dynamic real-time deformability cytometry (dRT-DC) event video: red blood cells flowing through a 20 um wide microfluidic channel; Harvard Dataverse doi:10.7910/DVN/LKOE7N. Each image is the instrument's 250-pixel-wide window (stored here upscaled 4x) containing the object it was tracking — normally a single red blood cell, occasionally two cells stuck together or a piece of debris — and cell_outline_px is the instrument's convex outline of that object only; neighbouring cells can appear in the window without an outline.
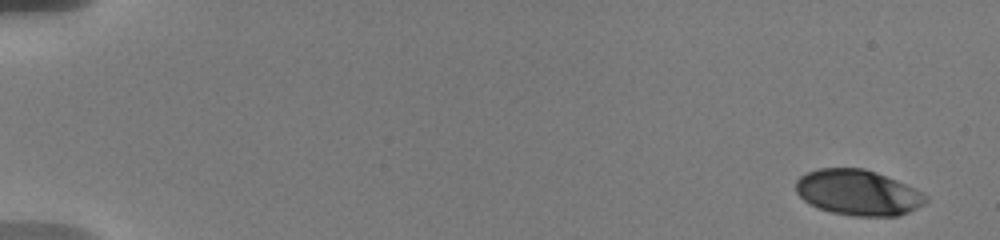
{"species": "human", "species_latin": "Homo sapiens", "temperature_condition": "warm", "stored_images_in_passage": 14, "camera_frame_rate_fps": 3000, "um_per_image_px": 0.085, "donor": {"sex": "male"}, "frame": {"image": 1, "passage_image": 1, "time_ms": 0.0, "image_size_px": [1000, 240], "cell_outline_px": [[928, 200], [924, 204], [908, 212], [896, 216], [852, 216], [832, 212], [808, 204], [796, 192], [796, 180], [800, 176], [808, 172], [820, 168], [864, 168], [876, 172], [896, 180], [924, 192], [928, 196]], "centroid_in_image_um": [72.94, 16.37], "position_along_channel_um": 12.1, "area_um2": 34.51}}
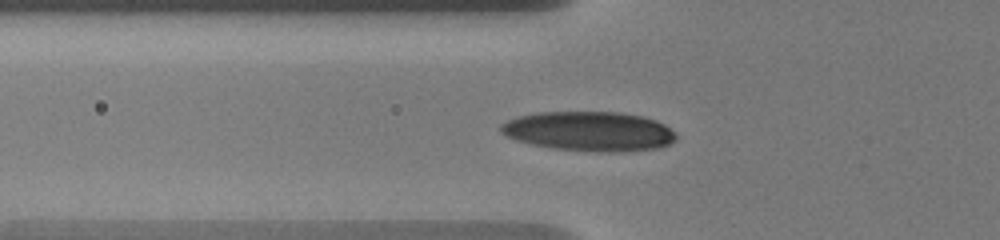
{"frame": {"image": 2, "passage_image": 10, "time_ms": 6.333, "image_size_px": [1000, 240], "cell_outline_px": [[676, 140], [668, 144], [656, 148], [612, 152], [600, 152], [556, 148], [532, 144], [516, 140], [500, 132], [500, 124], [516, 116], [536, 112], [620, 112], [644, 116], [656, 120], [664, 124], [676, 132]], "centroid_in_image_um": [50.08, 11.14], "position_along_channel_um": 75.7, "area_um2": 40.4}}
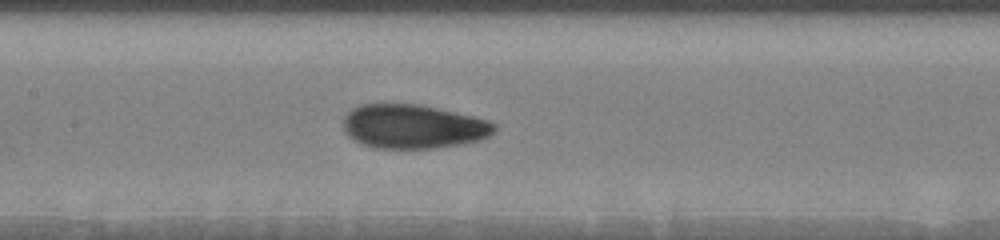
{"frame": {"image": 3, "passage_image": 14, "time_ms": 9.0, "image_size_px": [1000, 240], "cell_outline_px": [[496, 132], [480, 140], [460, 144], [432, 148], [372, 148], [348, 136], [344, 128], [344, 116], [352, 108], [360, 104], [416, 104], [476, 116], [488, 120], [496, 124]], "centroid_in_image_um": [35.14, 10.75], "position_along_channel_um": 172.3, "area_um2": 38.73}}